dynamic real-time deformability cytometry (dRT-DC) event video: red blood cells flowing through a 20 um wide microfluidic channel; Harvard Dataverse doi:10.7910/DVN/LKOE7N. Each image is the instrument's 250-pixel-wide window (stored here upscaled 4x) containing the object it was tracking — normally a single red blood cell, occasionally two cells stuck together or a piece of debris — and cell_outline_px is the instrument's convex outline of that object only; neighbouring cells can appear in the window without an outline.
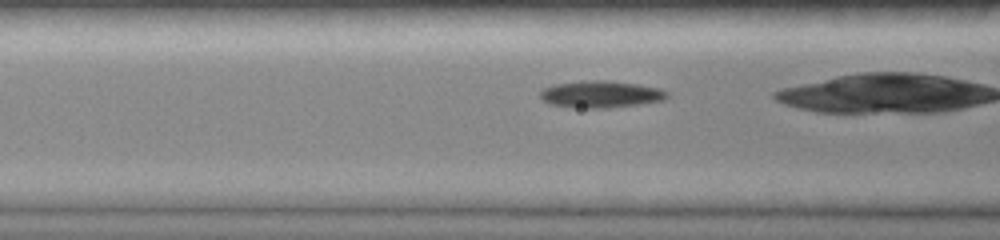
{"species": "common noctule bat (a hibernating species)", "species_latin": "Nyctalus noctula", "temperature_condition": "room temperature", "stored_images_in_passage": 14, "camera_frame_rate_fps": 3000, "um_per_image_px": 0.085, "animal": {"sex": "female", "body_mass_g": 19.0, "forearm_length_mm": 51.5}, "frame": {"image": 1, "passage_image": 12, "time_ms": 3.667, "image_size_px": [1000, 240], "cell_outline_px": [[668, 96], [664, 100], [608, 108], [584, 108], [548, 104], [540, 96], [540, 92], [544, 88], [552, 84], [584, 80], [608, 80], [636, 84], [660, 88], [668, 92]], "centroid_in_image_um": [51.05, 8.0], "position_along_channel_um": 115.6, "area_um2": 19.88}}